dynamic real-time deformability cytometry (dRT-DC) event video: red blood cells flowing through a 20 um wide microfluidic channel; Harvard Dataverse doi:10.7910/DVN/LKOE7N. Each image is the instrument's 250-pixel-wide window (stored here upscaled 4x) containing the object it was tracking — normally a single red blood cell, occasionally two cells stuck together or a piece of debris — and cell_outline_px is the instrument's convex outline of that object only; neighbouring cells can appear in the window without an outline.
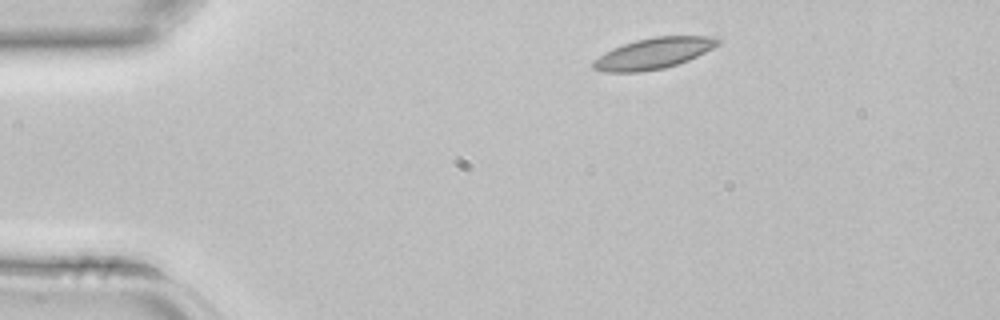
{"species": "common noctule bat (a hibernating species)", "species_latin": "Nyctalus noctula", "temperature_condition": "room temperature", "stored_images_in_passage": 1, "camera_frame_rate_fps": 3000, "um_per_image_px": 0.085, "animal": {"sex": "female", "body_mass_g": 22.7, "forearm_length_mm": 54.2}, "frame": {"image": 1, "passage_image": 1, "time_ms": 0.0, "image_size_px": [1000, 320], "cell_outline_px": [[720, 44], [688, 60], [664, 68], [640, 72], [604, 72], [592, 68], [592, 60], [604, 52], [612, 48], [636, 40], [656, 36], [712, 36], [720, 40]], "centroid_in_image_um": [55.5, 4.54], "position_along_channel_um": 29.5, "area_um2": 22.43}}